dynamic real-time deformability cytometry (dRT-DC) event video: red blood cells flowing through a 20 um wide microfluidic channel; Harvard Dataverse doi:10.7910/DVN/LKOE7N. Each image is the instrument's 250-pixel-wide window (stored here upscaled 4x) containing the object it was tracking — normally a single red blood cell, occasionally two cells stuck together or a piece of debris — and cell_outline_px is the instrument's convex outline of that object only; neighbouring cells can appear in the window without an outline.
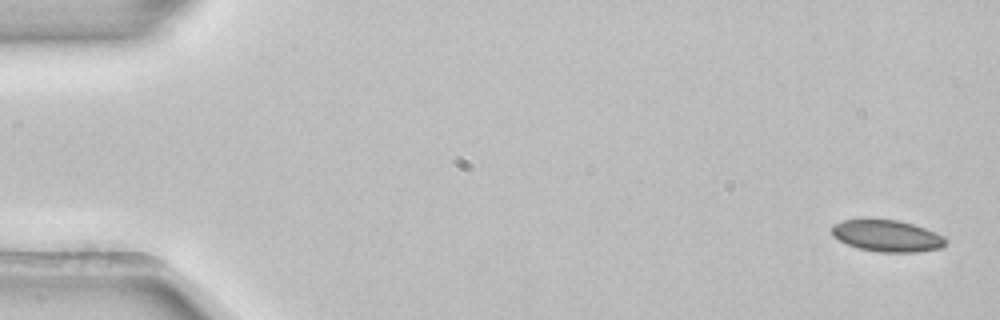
{"species": "common noctule bat (a hibernating species)", "species_latin": "Nyctalus noctula", "temperature_condition": "room temperature", "stored_images_in_passage": 3, "camera_frame_rate_fps": 3000, "um_per_image_px": 0.085, "animal": {"sex": "female", "body_mass_g": 22.7, "forearm_length_mm": 54.2}, "frame": {"image": 1, "passage_image": 1, "time_ms": 0.0, "image_size_px": [1000, 320], "cell_outline_px": [[948, 240], [940, 248], [920, 252], [880, 252], [860, 248], [848, 244], [840, 240], [832, 232], [832, 224], [844, 220], [900, 220], [936, 232], [944, 236]], "centroid_in_image_um": [75.45, 20.05], "position_along_channel_um": 9.5, "area_um2": 20.69}}
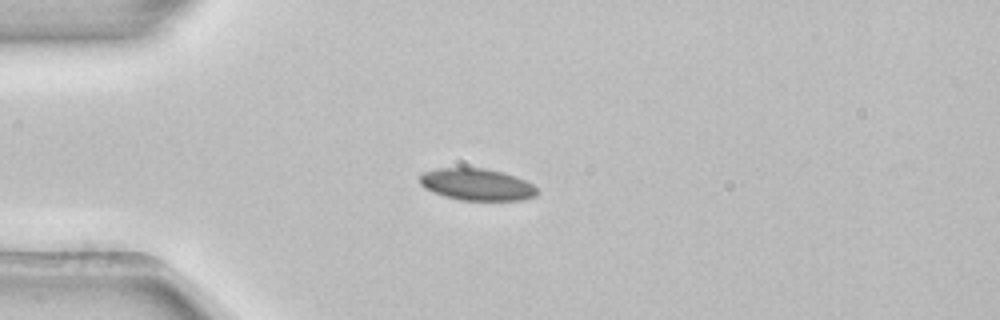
{"frame": {"image": 2, "passage_image": 3, "time_ms": 0.667, "image_size_px": [1000, 320], "cell_outline_px": [[540, 192], [536, 196], [524, 200], [460, 200], [444, 196], [432, 192], [424, 188], [420, 184], [420, 176], [424, 172], [436, 168], [484, 168], [504, 172], [516, 176], [532, 184]], "centroid_in_image_um": [40.55, 15.68], "position_along_channel_um": 44.5, "area_um2": 21.96}}